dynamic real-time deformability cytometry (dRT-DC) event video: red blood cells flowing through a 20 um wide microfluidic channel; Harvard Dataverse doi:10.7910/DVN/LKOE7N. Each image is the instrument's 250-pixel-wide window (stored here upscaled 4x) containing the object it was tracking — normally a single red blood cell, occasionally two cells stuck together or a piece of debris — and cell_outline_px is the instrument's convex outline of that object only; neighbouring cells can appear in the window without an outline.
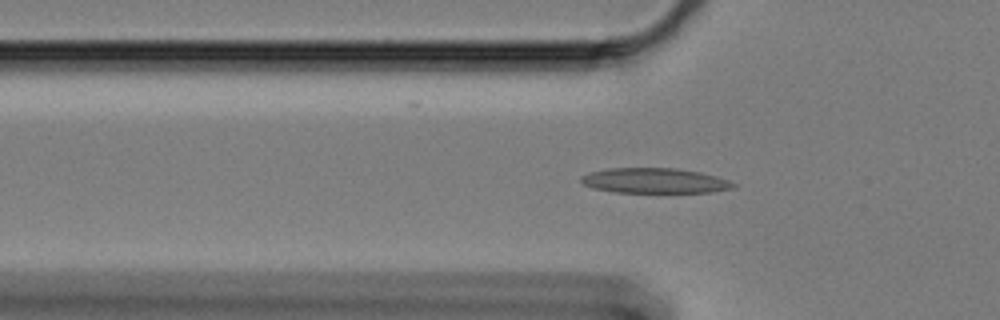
{"species": "Egyptian fruit bat (a non-hibernating species)", "species_latin": "Rousettus aegyptiacus", "temperature_condition": "cold", "stored_images_in_passage": 54, "camera_frame_rate_fps": 3000, "um_per_image_px": 0.085, "animal": {"sex": "female"}, "frame": {"image": 1, "passage_image": 13, "time_ms": 4.0, "image_size_px": [1000, 320], "cell_outline_px": [[736, 184], [732, 188], [712, 192], [612, 192], [592, 188], [584, 184], [580, 180], [580, 176], [592, 172], [608, 168], [676, 168], [700, 172], [716, 176], [728, 180]], "centroid_in_image_um": [55.62, 15.35], "position_along_channel_um": 70.2, "area_um2": 22.2}}
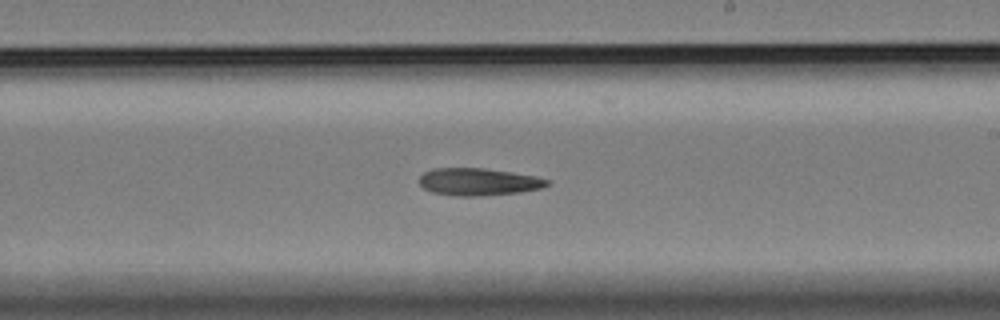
{"frame": {"image": 2, "passage_image": 29, "time_ms": 9.333, "image_size_px": [1000, 320], "cell_outline_px": [[552, 184], [544, 188], [520, 192], [484, 196], [456, 196], [432, 192], [424, 188], [420, 184], [420, 176], [424, 172], [436, 168], [484, 168], [512, 172], [552, 180]], "centroid_in_image_um": [40.72, 15.46], "position_along_channel_um": 248.3, "area_um2": 20.52}}
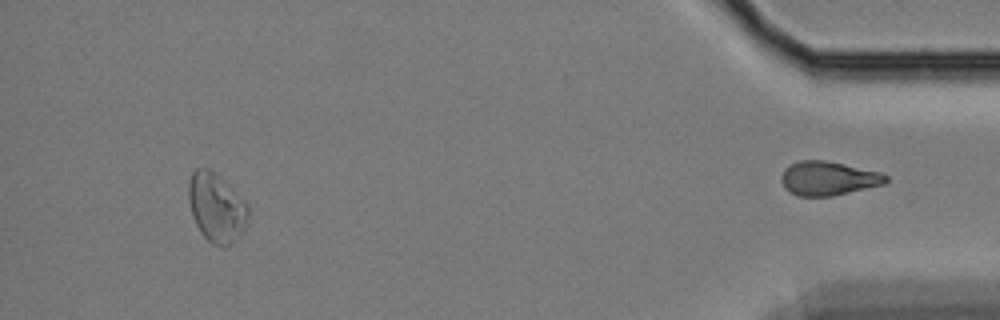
{"frame": {"image": 3, "passage_image": 50, "time_ms": 16.333, "image_size_px": [1000, 320], "cell_outline_px": [[248, 216], [244, 232], [232, 244], [224, 248], [220, 248], [212, 244], [200, 232], [192, 216], [188, 200], [188, 184], [192, 172], [196, 168], [208, 168], [224, 180], [248, 204]], "centroid_in_image_um": [18.4, 17.68], "position_along_channel_um": 416.8, "area_um2": 24.28}}